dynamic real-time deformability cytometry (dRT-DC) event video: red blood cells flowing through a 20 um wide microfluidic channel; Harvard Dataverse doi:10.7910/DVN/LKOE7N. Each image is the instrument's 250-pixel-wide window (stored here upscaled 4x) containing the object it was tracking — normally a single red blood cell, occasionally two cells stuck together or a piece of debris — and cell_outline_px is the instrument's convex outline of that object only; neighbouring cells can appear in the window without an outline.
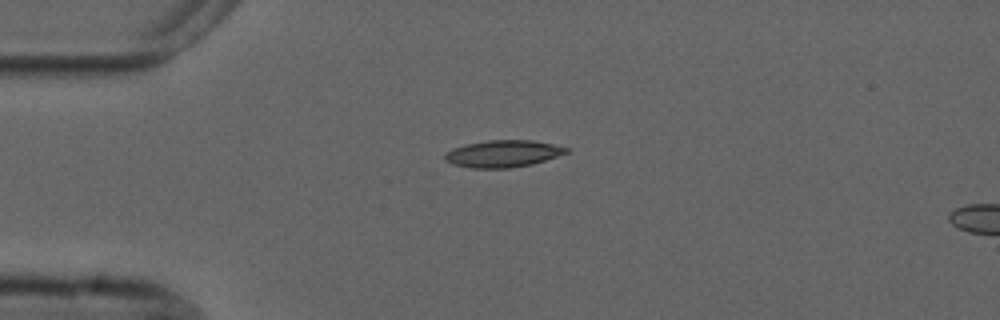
{"species": "common noctule bat (a hibernating species)", "species_latin": "Nyctalus noctula", "temperature_condition": "cold", "stored_images_in_passage": 2, "camera_frame_rate_fps": 3000, "um_per_image_px": 0.085, "animal": {"sex": "male", "forearm_length_mm": 52.5}, "frame": {"image": 1, "passage_image": 1, "time_ms": 0.0, "image_size_px": [1000, 320], "cell_outline_px": [[568, 152], [532, 164], [508, 168], [472, 168], [452, 164], [444, 160], [444, 152], [452, 148], [464, 144], [488, 140], [532, 140], [552, 144], [568, 148]], "centroid_in_image_um": [42.68, 13.06], "position_along_channel_um": 42.3, "area_um2": 19.07}}